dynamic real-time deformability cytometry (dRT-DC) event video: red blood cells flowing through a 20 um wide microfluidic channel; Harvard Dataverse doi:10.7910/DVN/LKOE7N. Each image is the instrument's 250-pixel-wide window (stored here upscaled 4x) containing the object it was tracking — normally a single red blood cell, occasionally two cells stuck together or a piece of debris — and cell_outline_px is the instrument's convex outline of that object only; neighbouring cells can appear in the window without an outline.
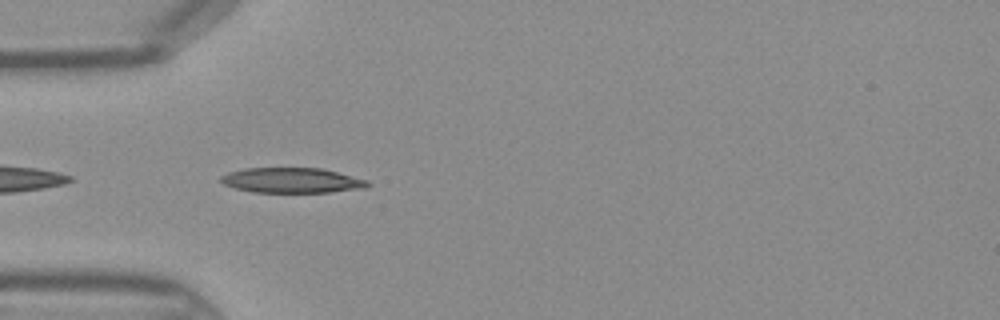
{"species": "Egyptian fruit bat (a non-hibernating species)", "species_latin": "Rousettus aegyptiacus", "temperature_condition": "warm", "stored_images_in_passage": 4, "camera_frame_rate_fps": 3000, "um_per_image_px": 0.085, "frame": {"image": 1, "passage_image": 1, "time_ms": 0.0, "image_size_px": [1000, 320], "cell_outline_px": [[372, 184], [364, 188], [332, 192], [252, 192], [236, 188], [224, 184], [220, 180], [220, 176], [228, 172], [244, 168], [320, 168], [368, 180]], "centroid_in_image_um": [24.8, 15.33], "position_along_channel_um": 60.2, "area_um2": 21.44}}
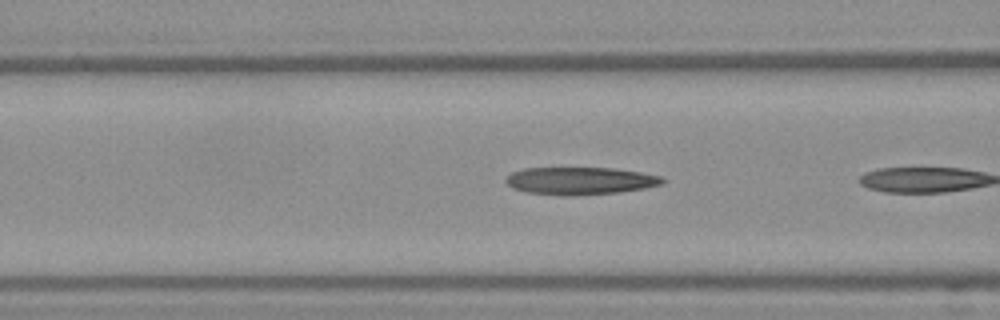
{"frame": {"image": 2, "passage_image": 3, "time_ms": 0.667, "image_size_px": [1000, 320], "cell_outline_px": [[668, 180], [664, 184], [644, 188], [620, 192], [572, 196], [564, 196], [528, 192], [512, 188], [504, 180], [512, 172], [524, 168], [612, 168], [640, 172], [660, 176]], "centroid_in_image_um": [49.34, 15.37], "position_along_channel_um": 117.3, "area_um2": 25.2}}